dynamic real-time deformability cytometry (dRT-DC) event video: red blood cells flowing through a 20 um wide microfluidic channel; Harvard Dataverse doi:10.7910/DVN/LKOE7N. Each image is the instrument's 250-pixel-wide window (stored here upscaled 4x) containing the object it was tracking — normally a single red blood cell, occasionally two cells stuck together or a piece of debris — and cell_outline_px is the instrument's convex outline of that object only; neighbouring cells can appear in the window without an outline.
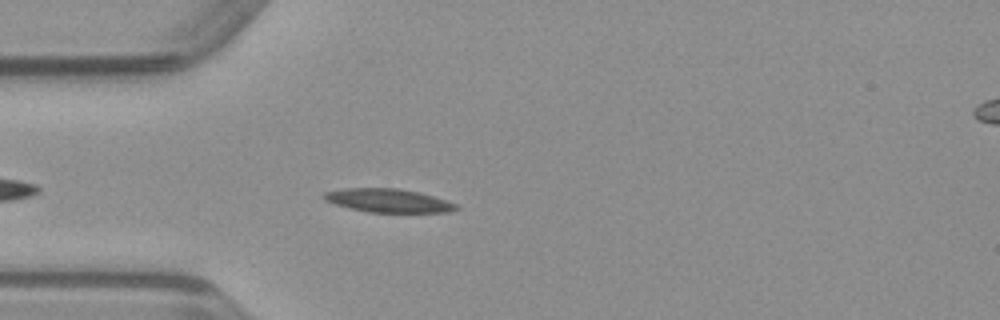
{"species": "common noctule bat (a hibernating species)", "species_latin": "Nyctalus noctula", "temperature_condition": "warm", "stored_images_in_passage": 28, "camera_frame_rate_fps": 3000, "um_per_image_px": 0.085, "animal": {"sex": "male", "body_mass_g": 23.1, "forearm_length_mm": 52.7}, "frame": {"image": 1, "passage_image": 5, "time_ms": 1.333, "image_size_px": [1000, 320], "cell_outline_px": [[460, 208], [448, 212], [368, 212], [348, 208], [324, 200], [324, 192], [344, 188], [396, 188], [420, 192], [456, 204]], "centroid_in_image_um": [32.98, 17.04], "position_along_channel_um": 52.0, "area_um2": 17.98}}
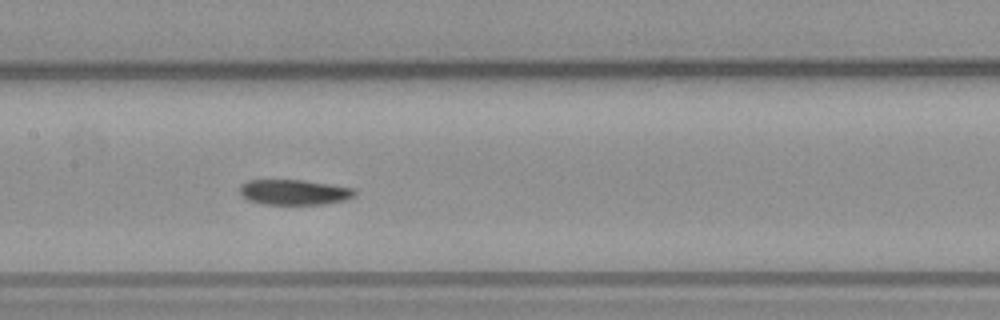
{"frame": {"image": 2, "passage_image": 15, "time_ms": 4.667, "image_size_px": [1000, 320], "cell_outline_px": [[356, 196], [344, 200], [324, 204], [264, 204], [248, 200], [240, 192], [240, 184], [248, 180], [304, 180], [332, 184], [356, 188]], "centroid_in_image_um": [25.05, 16.33], "position_along_channel_um": 182.3, "area_um2": 17.05}}
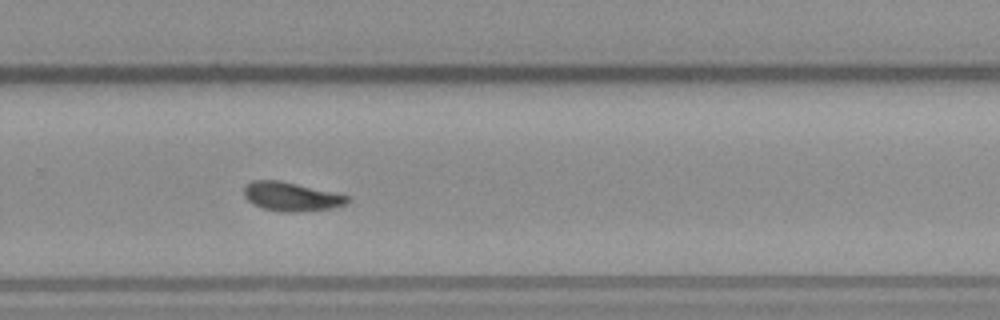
{"frame": {"image": 3, "passage_image": 24, "time_ms": 7.667, "image_size_px": [1000, 320], "cell_outline_px": [[352, 200], [348, 204], [332, 208], [300, 212], [284, 212], [264, 208], [252, 204], [244, 196], [244, 184], [252, 180], [280, 180], [352, 196]], "centroid_in_image_um": [24.8, 16.71], "position_along_channel_um": 305.0, "area_um2": 17.74}}